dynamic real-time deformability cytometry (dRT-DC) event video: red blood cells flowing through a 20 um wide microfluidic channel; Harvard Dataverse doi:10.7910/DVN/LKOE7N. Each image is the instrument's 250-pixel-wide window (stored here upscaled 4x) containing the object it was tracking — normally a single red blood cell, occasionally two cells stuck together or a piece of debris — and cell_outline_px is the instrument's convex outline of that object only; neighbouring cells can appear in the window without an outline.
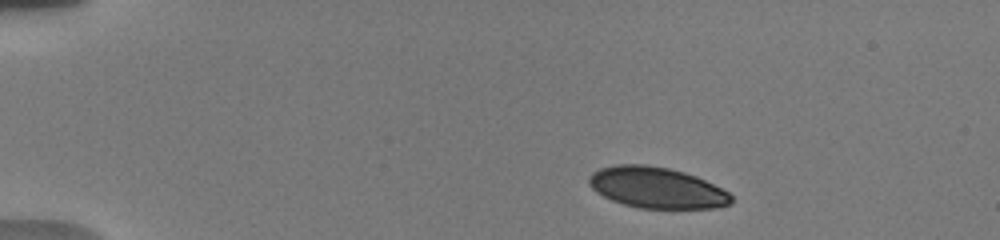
{"species": "human", "species_latin": "Homo sapiens", "temperature_condition": "warm", "stored_images_in_passage": 6, "camera_frame_rate_fps": 3000, "um_per_image_px": 0.085, "donor": {"sex": "male"}, "frame": {"image": 1, "passage_image": 2, "time_ms": 1.0, "image_size_px": [1000, 240], "cell_outline_px": [[732, 204], [716, 208], [640, 208], [624, 204], [612, 200], [596, 192], [588, 184], [588, 176], [592, 172], [600, 168], [616, 164], [648, 164], [668, 168], [684, 172], [696, 176], [728, 192], [732, 196]], "centroid_in_image_um": [55.79, 15.94], "position_along_channel_um": 29.2, "area_um2": 34.04}}